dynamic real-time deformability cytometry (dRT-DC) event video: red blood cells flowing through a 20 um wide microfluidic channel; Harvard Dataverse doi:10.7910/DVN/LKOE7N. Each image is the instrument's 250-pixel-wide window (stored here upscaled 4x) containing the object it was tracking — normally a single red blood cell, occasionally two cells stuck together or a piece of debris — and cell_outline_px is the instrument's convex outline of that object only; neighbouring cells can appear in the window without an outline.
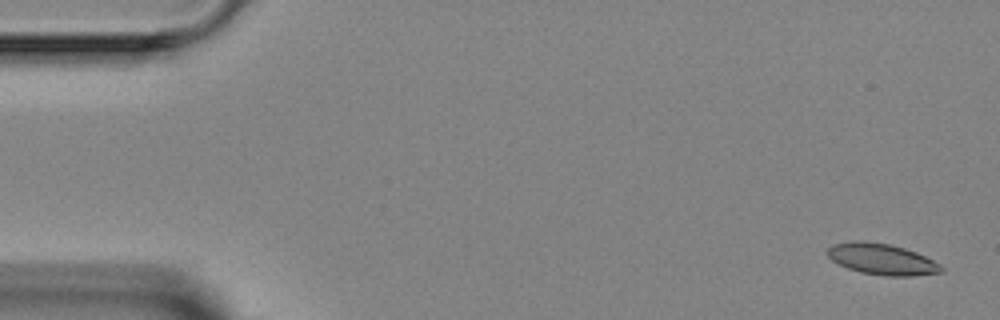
{"species": "Egyptian fruit bat (a non-hibernating species)", "species_latin": "Rousettus aegyptiacus", "temperature_condition": "room temperature", "stored_images_in_passage": 5, "camera_frame_rate_fps": 3000, "um_per_image_px": 0.085, "animal": {"sex": "female"}, "frame": {"image": 1, "passage_image": 1, "time_ms": 0.0, "image_size_px": [1000, 320], "cell_outline_px": [[944, 272], [912, 276], [884, 276], [860, 272], [848, 268], [832, 260], [828, 256], [828, 248], [832, 244], [856, 240], [892, 244], [916, 252], [940, 264], [944, 268]], "centroid_in_image_um": [74.98, 22.03], "position_along_channel_um": 10.0, "area_um2": 20.63}}
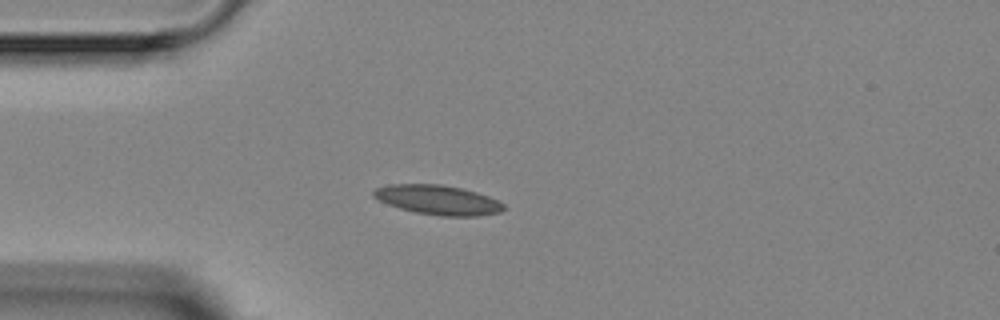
{"frame": {"image": 2, "passage_image": 4, "time_ms": 3.667, "image_size_px": [1000, 320], "cell_outline_px": [[504, 208], [500, 212], [476, 216], [440, 216], [416, 212], [400, 208], [388, 204], [372, 196], [372, 192], [376, 188], [388, 184], [440, 184], [460, 188], [476, 192], [488, 196], [504, 204]], "centroid_in_image_um": [37.2, 16.99], "position_along_channel_um": 47.8, "area_um2": 22.2}}